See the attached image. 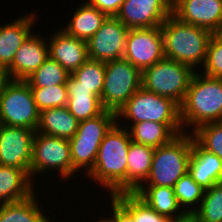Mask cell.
<instances>
[{"instance_id": "5b68a950", "label": "cell", "mask_w": 222, "mask_h": 222, "mask_svg": "<svg viewBox=\"0 0 222 222\" xmlns=\"http://www.w3.org/2000/svg\"><path fill=\"white\" fill-rule=\"evenodd\" d=\"M117 123L116 113L104 110L96 117L79 122L75 135L69 139L73 168L85 176L92 170L104 136Z\"/></svg>"}, {"instance_id": "83f0119b", "label": "cell", "mask_w": 222, "mask_h": 222, "mask_svg": "<svg viewBox=\"0 0 222 222\" xmlns=\"http://www.w3.org/2000/svg\"><path fill=\"white\" fill-rule=\"evenodd\" d=\"M105 79V62L88 58L77 70L73 71L66 86H85L101 98Z\"/></svg>"}, {"instance_id": "cb8c5ba5", "label": "cell", "mask_w": 222, "mask_h": 222, "mask_svg": "<svg viewBox=\"0 0 222 222\" xmlns=\"http://www.w3.org/2000/svg\"><path fill=\"white\" fill-rule=\"evenodd\" d=\"M155 148L131 142L127 156V192H135L147 179Z\"/></svg>"}, {"instance_id": "1f68e13d", "label": "cell", "mask_w": 222, "mask_h": 222, "mask_svg": "<svg viewBox=\"0 0 222 222\" xmlns=\"http://www.w3.org/2000/svg\"><path fill=\"white\" fill-rule=\"evenodd\" d=\"M193 214L199 222H222V182L205 190L200 206Z\"/></svg>"}, {"instance_id": "ab89813d", "label": "cell", "mask_w": 222, "mask_h": 222, "mask_svg": "<svg viewBox=\"0 0 222 222\" xmlns=\"http://www.w3.org/2000/svg\"><path fill=\"white\" fill-rule=\"evenodd\" d=\"M103 218H101V219L99 218L98 222H113L108 216L107 217H103Z\"/></svg>"}, {"instance_id": "ffe728a7", "label": "cell", "mask_w": 222, "mask_h": 222, "mask_svg": "<svg viewBox=\"0 0 222 222\" xmlns=\"http://www.w3.org/2000/svg\"><path fill=\"white\" fill-rule=\"evenodd\" d=\"M128 131L132 142L152 148L165 145L177 135L184 133L181 123H158L154 121L133 123L129 126Z\"/></svg>"}, {"instance_id": "44dd1931", "label": "cell", "mask_w": 222, "mask_h": 222, "mask_svg": "<svg viewBox=\"0 0 222 222\" xmlns=\"http://www.w3.org/2000/svg\"><path fill=\"white\" fill-rule=\"evenodd\" d=\"M78 124L67 106L50 108L39 112L36 132L69 140L75 135Z\"/></svg>"}, {"instance_id": "f35d334b", "label": "cell", "mask_w": 222, "mask_h": 222, "mask_svg": "<svg viewBox=\"0 0 222 222\" xmlns=\"http://www.w3.org/2000/svg\"><path fill=\"white\" fill-rule=\"evenodd\" d=\"M8 80L6 71L0 66V93L4 83Z\"/></svg>"}, {"instance_id": "2e32d148", "label": "cell", "mask_w": 222, "mask_h": 222, "mask_svg": "<svg viewBox=\"0 0 222 222\" xmlns=\"http://www.w3.org/2000/svg\"><path fill=\"white\" fill-rule=\"evenodd\" d=\"M33 32L16 51L11 65L5 70L8 79L26 80L49 57L46 37Z\"/></svg>"}, {"instance_id": "836d02e7", "label": "cell", "mask_w": 222, "mask_h": 222, "mask_svg": "<svg viewBox=\"0 0 222 222\" xmlns=\"http://www.w3.org/2000/svg\"><path fill=\"white\" fill-rule=\"evenodd\" d=\"M31 90L39 112L45 109L67 106L68 92L66 85L31 88Z\"/></svg>"}, {"instance_id": "30bf717a", "label": "cell", "mask_w": 222, "mask_h": 222, "mask_svg": "<svg viewBox=\"0 0 222 222\" xmlns=\"http://www.w3.org/2000/svg\"><path fill=\"white\" fill-rule=\"evenodd\" d=\"M53 169V170H52ZM68 180L77 171L72 166L69 140L35 132L33 138L30 177L52 170Z\"/></svg>"}, {"instance_id": "ba28073f", "label": "cell", "mask_w": 222, "mask_h": 222, "mask_svg": "<svg viewBox=\"0 0 222 222\" xmlns=\"http://www.w3.org/2000/svg\"><path fill=\"white\" fill-rule=\"evenodd\" d=\"M142 87V72L125 58L105 62V79L101 104L105 110L117 113Z\"/></svg>"}, {"instance_id": "d4e9b609", "label": "cell", "mask_w": 222, "mask_h": 222, "mask_svg": "<svg viewBox=\"0 0 222 222\" xmlns=\"http://www.w3.org/2000/svg\"><path fill=\"white\" fill-rule=\"evenodd\" d=\"M135 193L152 209L171 220L184 216L172 187L140 186Z\"/></svg>"}, {"instance_id": "74e56055", "label": "cell", "mask_w": 222, "mask_h": 222, "mask_svg": "<svg viewBox=\"0 0 222 222\" xmlns=\"http://www.w3.org/2000/svg\"><path fill=\"white\" fill-rule=\"evenodd\" d=\"M171 222H199L197 217L194 214H185L182 217L175 218Z\"/></svg>"}, {"instance_id": "8992f818", "label": "cell", "mask_w": 222, "mask_h": 222, "mask_svg": "<svg viewBox=\"0 0 222 222\" xmlns=\"http://www.w3.org/2000/svg\"><path fill=\"white\" fill-rule=\"evenodd\" d=\"M194 73L190 66L164 57L142 71V87L157 95L168 97L180 106Z\"/></svg>"}, {"instance_id": "8fae6325", "label": "cell", "mask_w": 222, "mask_h": 222, "mask_svg": "<svg viewBox=\"0 0 222 222\" xmlns=\"http://www.w3.org/2000/svg\"><path fill=\"white\" fill-rule=\"evenodd\" d=\"M164 57L161 26L128 30L123 58L141 72Z\"/></svg>"}, {"instance_id": "484cf974", "label": "cell", "mask_w": 222, "mask_h": 222, "mask_svg": "<svg viewBox=\"0 0 222 222\" xmlns=\"http://www.w3.org/2000/svg\"><path fill=\"white\" fill-rule=\"evenodd\" d=\"M36 194L34 192L23 200L0 204V222H51L40 209Z\"/></svg>"}, {"instance_id": "6da1fadb", "label": "cell", "mask_w": 222, "mask_h": 222, "mask_svg": "<svg viewBox=\"0 0 222 222\" xmlns=\"http://www.w3.org/2000/svg\"><path fill=\"white\" fill-rule=\"evenodd\" d=\"M128 126L121 127L117 121L104 136L94 166L87 174L109 190L110 196L127 192V156L132 142Z\"/></svg>"}, {"instance_id": "d6986e66", "label": "cell", "mask_w": 222, "mask_h": 222, "mask_svg": "<svg viewBox=\"0 0 222 222\" xmlns=\"http://www.w3.org/2000/svg\"><path fill=\"white\" fill-rule=\"evenodd\" d=\"M188 173L204 190L222 182V159L203 149L193 140Z\"/></svg>"}, {"instance_id": "4fadbf2b", "label": "cell", "mask_w": 222, "mask_h": 222, "mask_svg": "<svg viewBox=\"0 0 222 222\" xmlns=\"http://www.w3.org/2000/svg\"><path fill=\"white\" fill-rule=\"evenodd\" d=\"M128 28L116 17H107L87 41L88 58L108 62L123 58Z\"/></svg>"}, {"instance_id": "603a6c76", "label": "cell", "mask_w": 222, "mask_h": 222, "mask_svg": "<svg viewBox=\"0 0 222 222\" xmlns=\"http://www.w3.org/2000/svg\"><path fill=\"white\" fill-rule=\"evenodd\" d=\"M63 29L68 35L88 41L108 17L88 2L80 4Z\"/></svg>"}, {"instance_id": "9a60e30c", "label": "cell", "mask_w": 222, "mask_h": 222, "mask_svg": "<svg viewBox=\"0 0 222 222\" xmlns=\"http://www.w3.org/2000/svg\"><path fill=\"white\" fill-rule=\"evenodd\" d=\"M172 15L216 34L222 28V0H179L172 7Z\"/></svg>"}, {"instance_id": "8d00e7d4", "label": "cell", "mask_w": 222, "mask_h": 222, "mask_svg": "<svg viewBox=\"0 0 222 222\" xmlns=\"http://www.w3.org/2000/svg\"><path fill=\"white\" fill-rule=\"evenodd\" d=\"M111 198V217L113 222H133L132 216L112 197Z\"/></svg>"}, {"instance_id": "7c38bea8", "label": "cell", "mask_w": 222, "mask_h": 222, "mask_svg": "<svg viewBox=\"0 0 222 222\" xmlns=\"http://www.w3.org/2000/svg\"><path fill=\"white\" fill-rule=\"evenodd\" d=\"M35 130L0 124V165L22 169L30 176Z\"/></svg>"}, {"instance_id": "f1b7e54d", "label": "cell", "mask_w": 222, "mask_h": 222, "mask_svg": "<svg viewBox=\"0 0 222 222\" xmlns=\"http://www.w3.org/2000/svg\"><path fill=\"white\" fill-rule=\"evenodd\" d=\"M131 216L133 222H171L144 202L135 192L111 195Z\"/></svg>"}, {"instance_id": "d6a6232c", "label": "cell", "mask_w": 222, "mask_h": 222, "mask_svg": "<svg viewBox=\"0 0 222 222\" xmlns=\"http://www.w3.org/2000/svg\"><path fill=\"white\" fill-rule=\"evenodd\" d=\"M192 135L203 149L222 159V121L201 125Z\"/></svg>"}, {"instance_id": "d590c367", "label": "cell", "mask_w": 222, "mask_h": 222, "mask_svg": "<svg viewBox=\"0 0 222 222\" xmlns=\"http://www.w3.org/2000/svg\"><path fill=\"white\" fill-rule=\"evenodd\" d=\"M124 1L125 0H87L86 2L110 17L118 14Z\"/></svg>"}, {"instance_id": "ac0fdd59", "label": "cell", "mask_w": 222, "mask_h": 222, "mask_svg": "<svg viewBox=\"0 0 222 222\" xmlns=\"http://www.w3.org/2000/svg\"><path fill=\"white\" fill-rule=\"evenodd\" d=\"M35 13L25 14L11 23L0 26V66L6 70L12 63L16 51L33 33Z\"/></svg>"}, {"instance_id": "7a4b0ae2", "label": "cell", "mask_w": 222, "mask_h": 222, "mask_svg": "<svg viewBox=\"0 0 222 222\" xmlns=\"http://www.w3.org/2000/svg\"><path fill=\"white\" fill-rule=\"evenodd\" d=\"M222 121V78L195 71L180 105L183 131L192 133L199 126ZM191 129L190 131L188 128ZM187 127V128H186Z\"/></svg>"}, {"instance_id": "60d3db41", "label": "cell", "mask_w": 222, "mask_h": 222, "mask_svg": "<svg viewBox=\"0 0 222 222\" xmlns=\"http://www.w3.org/2000/svg\"><path fill=\"white\" fill-rule=\"evenodd\" d=\"M171 7H173L179 0H166Z\"/></svg>"}, {"instance_id": "4316f807", "label": "cell", "mask_w": 222, "mask_h": 222, "mask_svg": "<svg viewBox=\"0 0 222 222\" xmlns=\"http://www.w3.org/2000/svg\"><path fill=\"white\" fill-rule=\"evenodd\" d=\"M67 108L79 122L100 115L105 109L101 100L85 86H67Z\"/></svg>"}, {"instance_id": "277c9868", "label": "cell", "mask_w": 222, "mask_h": 222, "mask_svg": "<svg viewBox=\"0 0 222 222\" xmlns=\"http://www.w3.org/2000/svg\"><path fill=\"white\" fill-rule=\"evenodd\" d=\"M194 137L182 133L169 143L155 148L150 173L141 186L174 187L175 183L188 172Z\"/></svg>"}, {"instance_id": "5bb4252c", "label": "cell", "mask_w": 222, "mask_h": 222, "mask_svg": "<svg viewBox=\"0 0 222 222\" xmlns=\"http://www.w3.org/2000/svg\"><path fill=\"white\" fill-rule=\"evenodd\" d=\"M171 14L166 0H125L116 17L133 29L161 26Z\"/></svg>"}, {"instance_id": "9c48e42d", "label": "cell", "mask_w": 222, "mask_h": 222, "mask_svg": "<svg viewBox=\"0 0 222 222\" xmlns=\"http://www.w3.org/2000/svg\"><path fill=\"white\" fill-rule=\"evenodd\" d=\"M117 121L121 118L138 123L154 121L158 123H181L180 106L172 99L147 91L143 87L116 113Z\"/></svg>"}, {"instance_id": "e0dca14e", "label": "cell", "mask_w": 222, "mask_h": 222, "mask_svg": "<svg viewBox=\"0 0 222 222\" xmlns=\"http://www.w3.org/2000/svg\"><path fill=\"white\" fill-rule=\"evenodd\" d=\"M47 39L49 57L57 61L70 74L77 70L87 59V42L68 35L60 28Z\"/></svg>"}, {"instance_id": "4dcf8cb0", "label": "cell", "mask_w": 222, "mask_h": 222, "mask_svg": "<svg viewBox=\"0 0 222 222\" xmlns=\"http://www.w3.org/2000/svg\"><path fill=\"white\" fill-rule=\"evenodd\" d=\"M173 189L180 207L187 214H193L199 208L205 193L188 172L175 183Z\"/></svg>"}, {"instance_id": "b9f144b4", "label": "cell", "mask_w": 222, "mask_h": 222, "mask_svg": "<svg viewBox=\"0 0 222 222\" xmlns=\"http://www.w3.org/2000/svg\"><path fill=\"white\" fill-rule=\"evenodd\" d=\"M216 35L222 40V28L216 33Z\"/></svg>"}, {"instance_id": "e575fe53", "label": "cell", "mask_w": 222, "mask_h": 222, "mask_svg": "<svg viewBox=\"0 0 222 222\" xmlns=\"http://www.w3.org/2000/svg\"><path fill=\"white\" fill-rule=\"evenodd\" d=\"M202 74L222 78V40L214 34L208 44Z\"/></svg>"}, {"instance_id": "f546056e", "label": "cell", "mask_w": 222, "mask_h": 222, "mask_svg": "<svg viewBox=\"0 0 222 222\" xmlns=\"http://www.w3.org/2000/svg\"><path fill=\"white\" fill-rule=\"evenodd\" d=\"M70 73L57 61L48 57L44 63L25 81L31 88L66 85Z\"/></svg>"}, {"instance_id": "3957f363", "label": "cell", "mask_w": 222, "mask_h": 222, "mask_svg": "<svg viewBox=\"0 0 222 222\" xmlns=\"http://www.w3.org/2000/svg\"><path fill=\"white\" fill-rule=\"evenodd\" d=\"M161 31L165 58L190 66L194 71L204 65L212 32L183 23L172 14L161 25Z\"/></svg>"}, {"instance_id": "52a82bcc", "label": "cell", "mask_w": 222, "mask_h": 222, "mask_svg": "<svg viewBox=\"0 0 222 222\" xmlns=\"http://www.w3.org/2000/svg\"><path fill=\"white\" fill-rule=\"evenodd\" d=\"M39 122L30 85L24 80L8 79L0 93V124L35 130Z\"/></svg>"}, {"instance_id": "7402d4cb", "label": "cell", "mask_w": 222, "mask_h": 222, "mask_svg": "<svg viewBox=\"0 0 222 222\" xmlns=\"http://www.w3.org/2000/svg\"><path fill=\"white\" fill-rule=\"evenodd\" d=\"M35 185L22 169L0 165V204L23 200L31 196Z\"/></svg>"}]
</instances>
